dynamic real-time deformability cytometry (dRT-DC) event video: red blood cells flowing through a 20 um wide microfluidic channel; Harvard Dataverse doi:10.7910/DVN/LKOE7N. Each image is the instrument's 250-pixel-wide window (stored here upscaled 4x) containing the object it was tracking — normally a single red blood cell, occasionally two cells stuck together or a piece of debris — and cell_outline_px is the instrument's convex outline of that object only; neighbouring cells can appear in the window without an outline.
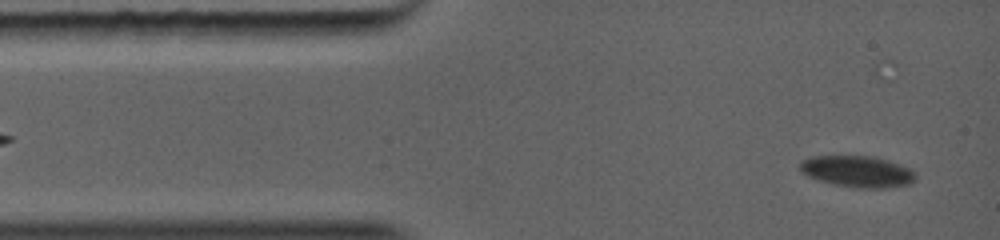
{"species": "common noctule bat (a hibernating species)", "species_latin": "Nyctalus noctula", "temperature_condition": "warm", "stored_images_in_passage": 36, "camera_frame_rate_fps": 5000, "um_per_image_px": 0.085, "animal": {"sex": "female", "body_mass_g": 19.0, "forearm_length_mm": 56.7}, "frame": {"image": 1, "passage_image": 1, "time_ms": 0.0, "image_size_px": [1000, 240], "cell_outline_px": [[916, 180], [912, 184], [880, 188], [856, 188], [836, 184], [820, 180], [808, 176], [800, 172], [800, 160], [812, 156], [868, 156], [884, 160], [908, 168], [916, 176]], "centroid_in_image_um": [72.84, 14.58], "position_along_channel_um": 12.2, "area_um2": 20.81}}
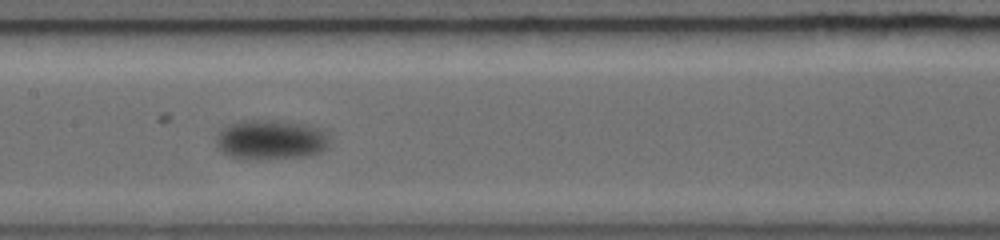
{"frame": {"image": 2, "passage_image": 15, "time_ms": 5.4, "image_size_px": [1000, 240], "cell_outline_px": [[332, 144], [324, 152], [316, 156], [272, 160], [240, 160], [228, 156], [220, 152], [216, 148], [216, 136], [220, 132], [228, 128], [244, 124], [276, 124], [304, 128], [324, 132], [332, 140]], "centroid_in_image_um": [23.05, 12.09], "position_along_channel_um": 184.3, "area_um2": 24.85}}
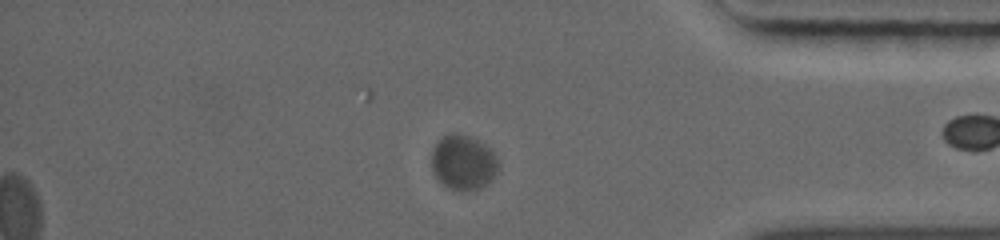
{"frame": {"image": 3, "passage_image": 27, "time_ms": 10.8, "image_size_px": [1000, 240], "cell_outline_px": [[500, 168], [496, 176], [480, 188], [468, 192], [460, 192], [448, 188], [432, 172], [432, 152], [436, 144], [448, 132], [460, 132], [492, 148], [500, 164]], "centroid_in_image_um": [39.42, 13.82], "position_along_channel_um": 395.8, "area_um2": 21.79}}